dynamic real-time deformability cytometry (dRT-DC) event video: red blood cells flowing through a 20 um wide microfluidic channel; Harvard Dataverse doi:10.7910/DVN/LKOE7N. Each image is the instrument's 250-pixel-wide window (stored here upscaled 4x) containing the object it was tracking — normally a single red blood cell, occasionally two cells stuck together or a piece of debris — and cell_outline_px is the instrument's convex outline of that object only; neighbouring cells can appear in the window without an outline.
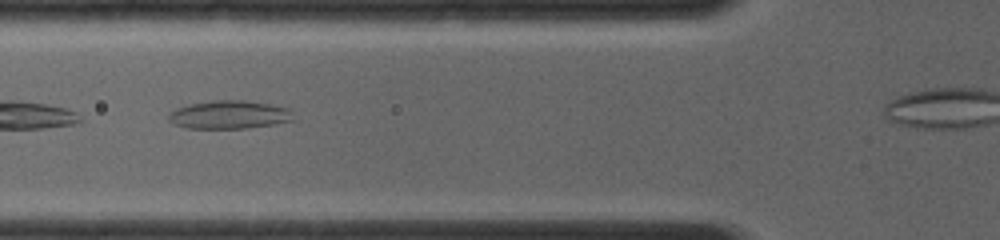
{"species": "common noctule bat (a hibernating species)", "species_latin": "Nyctalus noctula", "temperature_condition": "room temperature", "stored_images_in_passage": 6, "camera_frame_rate_fps": 4000, "um_per_image_px": 0.085, "animal": {"sex": "female", "body_mass_g": 19.0, "forearm_length_mm": 56.7}, "frame": {"image": 1, "passage_image": 4, "time_ms": 2.75, "image_size_px": [1000, 240], "cell_outline_px": [[292, 120], [276, 124], [248, 128], [188, 128], [176, 124], [168, 120], [168, 116], [176, 108], [188, 104], [212, 100], [244, 100], [272, 104], [288, 108]], "centroid_in_image_um": [19.47, 9.74], "position_along_channel_um": 106.3, "area_um2": 20.4}}
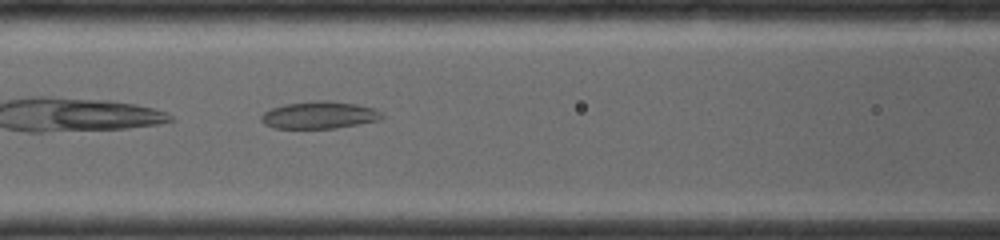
{"frame": {"image": 2, "passage_image": 5, "time_ms": 3.5, "image_size_px": [1000, 240], "cell_outline_px": [[384, 116], [380, 120], [336, 128], [272, 128], [264, 124], [260, 120], [260, 116], [264, 112], [272, 108], [284, 104], [316, 100], [328, 100], [356, 104], [372, 108], [380, 112]], "centroid_in_image_um": [27.11, 9.78], "position_along_channel_um": 139.5, "area_um2": 19.19}}